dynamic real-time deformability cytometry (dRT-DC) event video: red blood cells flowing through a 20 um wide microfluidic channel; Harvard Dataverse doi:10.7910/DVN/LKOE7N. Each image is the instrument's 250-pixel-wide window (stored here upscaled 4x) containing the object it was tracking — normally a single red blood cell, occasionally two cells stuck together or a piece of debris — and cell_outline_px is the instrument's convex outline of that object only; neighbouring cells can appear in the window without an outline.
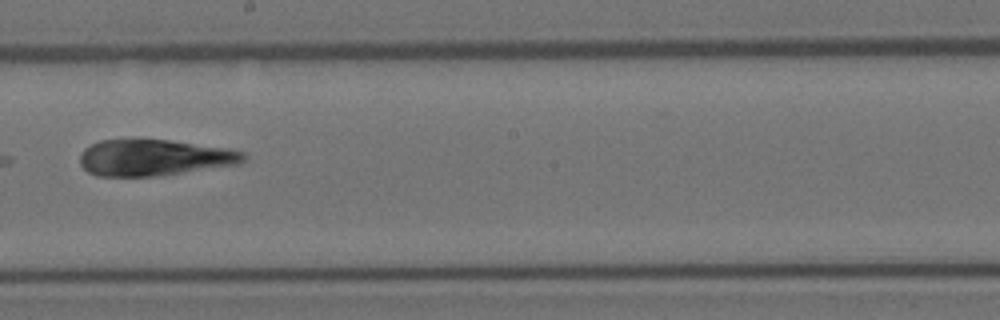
{"species": "Egyptian fruit bat (a non-hibernating species)", "species_latin": "Rousettus aegyptiacus", "temperature_condition": "room temperature", "stored_images_in_passage": 6, "camera_frame_rate_fps": 3000, "um_per_image_px": 0.085, "animal": {"sex": "female"}, "frame": {"image": 1, "passage_image": 5, "time_ms": 1.333, "image_size_px": [1000, 320], "cell_outline_px": [[248, 156], [244, 160], [236, 164], [156, 176], [96, 176], [88, 172], [80, 164], [80, 156], [84, 148], [100, 140], [168, 140], [228, 148], [244, 152]], "centroid_in_image_um": [13.08, 13.4], "position_along_channel_um": 235.1, "area_um2": 34.22}}
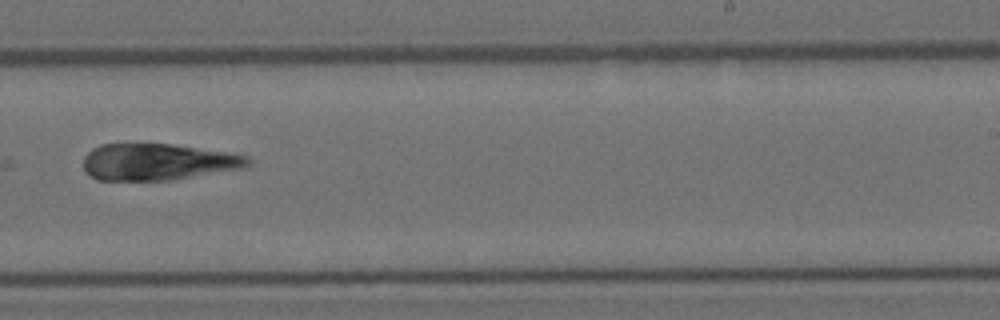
{"frame": {"image": 2, "passage_image": 6, "time_ms": 1.667, "image_size_px": [1000, 320], "cell_outline_px": [[252, 164], [244, 168], [168, 180], [96, 180], [84, 168], [84, 156], [92, 148], [100, 144], [124, 140], [168, 144], [228, 152], [248, 156], [252, 160]], "centroid_in_image_um": [13.37, 13.71], "position_along_channel_um": 275.6, "area_um2": 35.89}}